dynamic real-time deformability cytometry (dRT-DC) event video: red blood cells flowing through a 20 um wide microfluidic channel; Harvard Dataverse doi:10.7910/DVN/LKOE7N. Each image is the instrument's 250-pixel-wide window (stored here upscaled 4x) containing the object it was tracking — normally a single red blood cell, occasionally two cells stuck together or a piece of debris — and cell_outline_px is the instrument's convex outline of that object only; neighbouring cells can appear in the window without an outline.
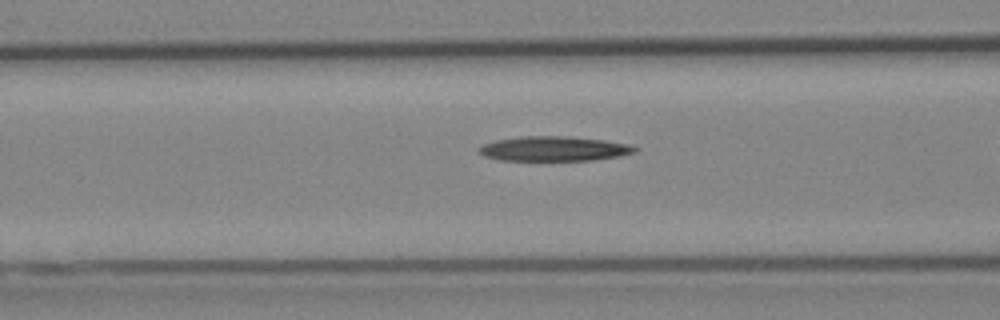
{"species": "Egyptian fruit bat (a non-hibernating species)", "species_latin": "Rousettus aegyptiacus", "temperature_condition": "cold", "stored_images_in_passage": 32, "camera_frame_rate_fps": 3000, "um_per_image_px": 0.085, "animal": {"sex": "female"}, "frame": {"image": 1, "passage_image": 18, "time_ms": 5.667, "image_size_px": [1000, 320], "cell_outline_px": [[640, 148], [636, 152], [620, 156], [592, 160], [500, 160], [484, 156], [476, 152], [476, 148], [484, 144], [496, 140], [520, 136], [572, 136], [604, 140], [628, 144]], "centroid_in_image_um": [47.07, 12.63], "position_along_channel_um": 119.5, "area_um2": 22.66}}
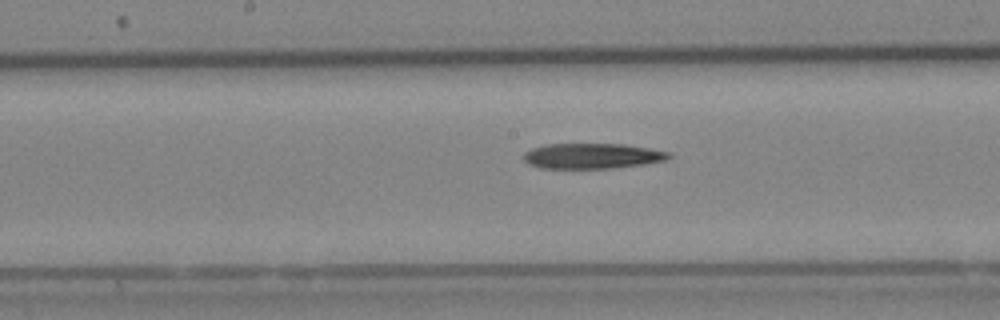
{"frame": {"image": 2, "passage_image": 24, "time_ms": 7.667, "image_size_px": [1000, 320], "cell_outline_px": [[672, 156], [664, 160], [644, 164], [612, 168], [540, 168], [528, 164], [524, 160], [524, 152], [532, 148], [544, 144], [624, 144], [648, 148], [668, 152]], "centroid_in_image_um": [50.29, 13.25], "position_along_channel_um": 197.9, "area_um2": 21.39}}
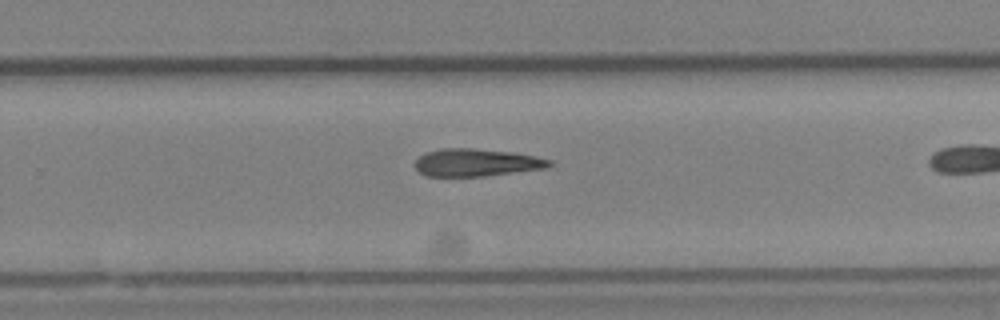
{"frame": {"image": 3, "passage_image": 31, "time_ms": 10.0, "image_size_px": [1000, 320], "cell_outline_px": [[552, 164], [544, 168], [484, 176], [424, 176], [416, 168], [416, 160], [420, 156], [428, 152], [440, 148], [472, 148], [512, 152], [552, 160]], "centroid_in_image_um": [40.46, 13.81], "position_along_channel_um": 289.3, "area_um2": 21.27}}